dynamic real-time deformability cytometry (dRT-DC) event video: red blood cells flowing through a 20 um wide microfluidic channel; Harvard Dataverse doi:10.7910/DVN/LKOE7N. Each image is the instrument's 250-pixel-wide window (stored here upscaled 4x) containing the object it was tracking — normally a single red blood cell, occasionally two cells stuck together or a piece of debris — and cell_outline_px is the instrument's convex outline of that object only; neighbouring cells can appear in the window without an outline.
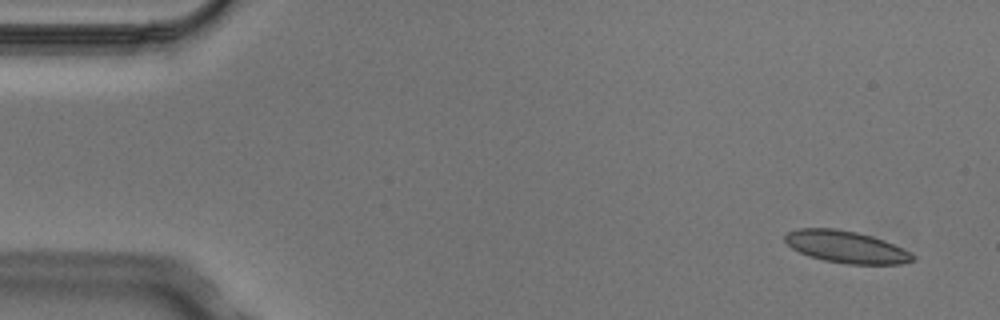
{"species": "Egyptian fruit bat (a non-hibernating species)", "species_latin": "Rousettus aegyptiacus", "temperature_condition": "cold", "stored_images_in_passage": 6, "camera_frame_rate_fps": 3000, "um_per_image_px": 0.085, "animal": {"sex": "male"}, "frame": {"image": 1, "passage_image": 1, "time_ms": 0.0, "image_size_px": [1000, 320], "cell_outline_px": [[916, 260], [900, 264], [848, 264], [824, 260], [808, 256], [792, 248], [784, 240], [784, 236], [788, 232], [796, 228], [836, 228], [856, 232], [872, 236], [884, 240], [916, 256]], "centroid_in_image_um": [71.9, 20.98], "position_along_channel_um": 13.1, "area_um2": 23.76}}
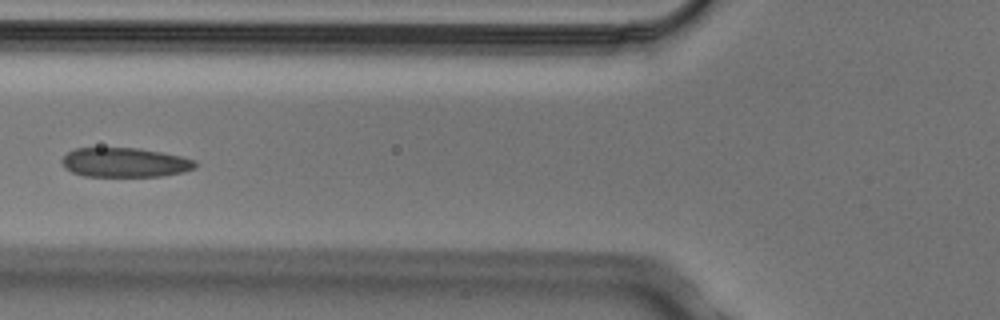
{"frame": {"image": 2, "passage_image": 6, "time_ms": 1.667, "image_size_px": [1000, 320], "cell_outline_px": [[196, 168], [184, 172], [160, 176], [84, 176], [72, 172], [64, 168], [60, 160], [68, 152], [76, 148], [140, 148], [180, 156], [196, 160]], "centroid_in_image_um": [10.6, 13.81], "position_along_channel_um": 115.2, "area_um2": 22.89}}